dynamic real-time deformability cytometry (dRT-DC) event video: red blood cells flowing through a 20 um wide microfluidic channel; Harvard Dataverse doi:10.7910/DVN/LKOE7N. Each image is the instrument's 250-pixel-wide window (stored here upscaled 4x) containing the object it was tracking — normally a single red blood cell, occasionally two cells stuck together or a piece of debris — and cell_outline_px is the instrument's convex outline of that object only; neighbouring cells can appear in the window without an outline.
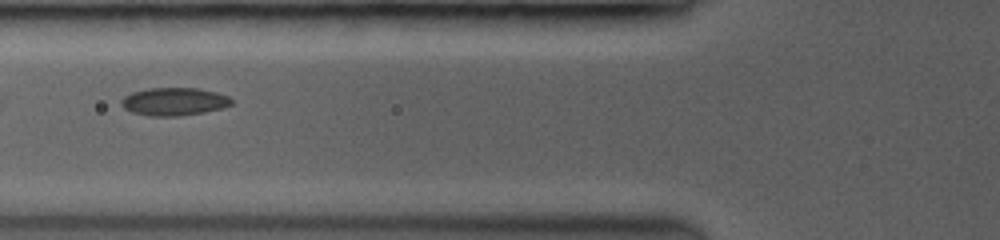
{"species": "common noctule bat (a hibernating species)", "species_latin": "Nyctalus noctula", "temperature_condition": "room temperature", "stored_images_in_passage": 4, "camera_frame_rate_fps": 3500, "um_per_image_px": 0.085, "animal": {"sex": "female", "body_mass_g": 19.0, "forearm_length_mm": 53.3}, "frame": {"image": 1, "passage_image": 3, "time_ms": 0.857, "image_size_px": [1000, 240], "cell_outline_px": [[232, 104], [220, 108], [200, 112], [176, 116], [152, 116], [132, 112], [124, 108], [120, 104], [120, 100], [124, 96], [132, 92], [152, 88], [196, 88], [216, 92], [228, 96], [232, 100]], "centroid_in_image_um": [14.75, 8.62], "position_along_channel_um": 111.0, "area_um2": 17.63}}